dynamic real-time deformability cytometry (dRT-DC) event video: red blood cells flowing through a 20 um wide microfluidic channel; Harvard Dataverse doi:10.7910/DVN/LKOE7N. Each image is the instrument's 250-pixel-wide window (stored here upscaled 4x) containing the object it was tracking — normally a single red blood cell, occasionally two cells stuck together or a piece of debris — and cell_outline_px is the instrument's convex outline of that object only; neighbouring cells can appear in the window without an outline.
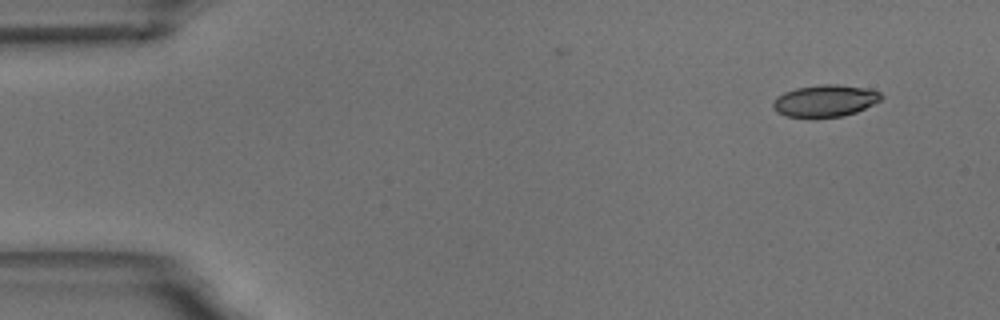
{"species": "common noctule bat (a hibernating species)", "species_latin": "Nyctalus noctula", "temperature_condition": "room temperature", "stored_images_in_passage": 12, "camera_frame_rate_fps": 3000, "um_per_image_px": 0.085, "animal": {"sex": "male", "body_mass_g": 18.8}, "frame": {"image": 1, "passage_image": 1, "time_ms": 0.0, "image_size_px": [1000, 320], "cell_outline_px": [[884, 96], [880, 100], [856, 112], [844, 116], [784, 116], [776, 112], [772, 108], [772, 104], [776, 96], [784, 92], [796, 88], [820, 84], [836, 84], [868, 88], [880, 92]], "centroid_in_image_um": [70.11, 8.54], "position_along_channel_um": 14.9, "area_um2": 20.0}}
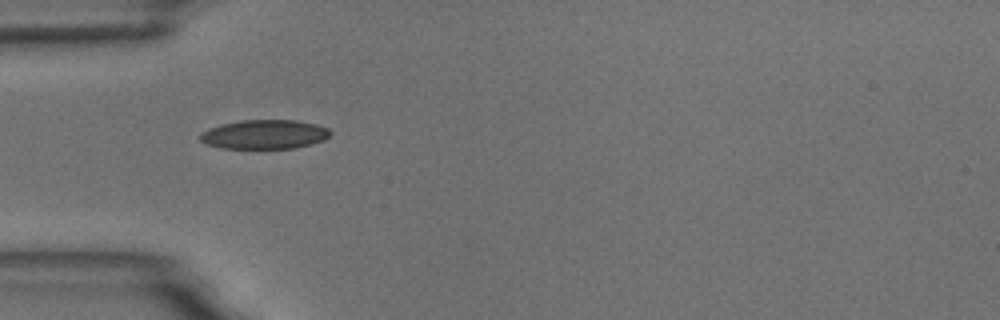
{"frame": {"image": 2, "passage_image": 4, "time_ms": 4.333, "image_size_px": [1000, 320], "cell_outline_px": [[332, 132], [324, 140], [312, 144], [296, 148], [220, 148], [208, 144], [200, 140], [200, 132], [208, 128], [220, 124], [240, 120], [296, 120], [316, 124], [328, 128]], "centroid_in_image_um": [22.48, 11.41], "position_along_channel_um": 62.5, "area_um2": 22.25}}
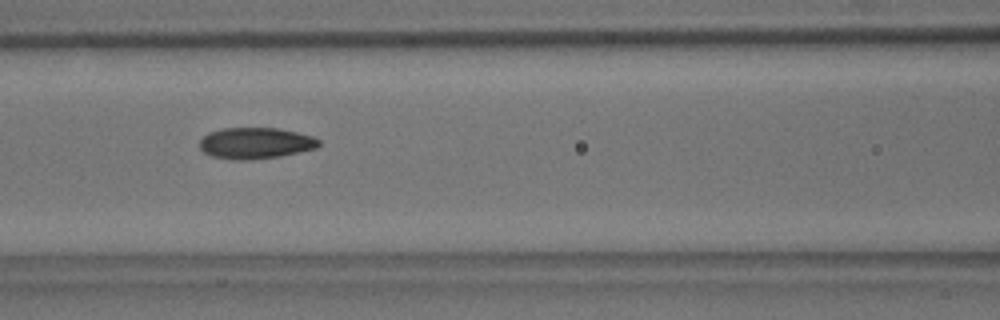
{"frame": {"image": 3, "passage_image": 6, "time_ms": 6.667, "image_size_px": [1000, 320], "cell_outline_px": [[320, 144], [316, 148], [280, 156], [244, 160], [232, 160], [212, 156], [204, 152], [200, 148], [200, 140], [208, 132], [220, 128], [280, 128], [312, 136], [320, 140]], "centroid_in_image_um": [21.7, 12.16], "position_along_channel_um": 144.9, "area_um2": 21.68}, "authors_computed_cell_mechanics": {"area_um2": 21.1548, "velocity_mm_per_s": 3.5429, "shape_relaxation_time_tau1_ms": 8.1174, "shape_relaxation_time_tau2_ms": 2.1699, "deformation_change_tau1": 0.1402, "deformation_change_tau2": 0.0505}}